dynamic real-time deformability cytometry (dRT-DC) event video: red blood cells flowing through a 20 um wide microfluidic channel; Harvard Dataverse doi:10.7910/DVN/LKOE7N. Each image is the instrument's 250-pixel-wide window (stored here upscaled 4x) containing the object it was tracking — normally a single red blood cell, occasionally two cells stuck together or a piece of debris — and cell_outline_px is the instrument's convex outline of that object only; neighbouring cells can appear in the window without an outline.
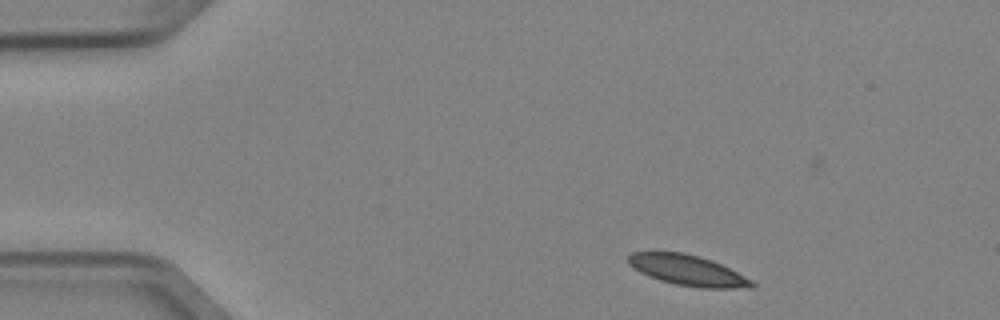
{"species": "Egyptian fruit bat (a non-hibernating species)", "species_latin": "Rousettus aegyptiacus", "temperature_condition": "cold", "stored_images_in_passage": 3, "camera_frame_rate_fps": 3000, "um_per_image_px": 0.085, "animal": {"sex": "female"}, "frame": {"image": 1, "passage_image": 1, "time_ms": 0.0, "image_size_px": [1000, 320], "cell_outline_px": [[756, 284], [752, 288], [700, 288], [676, 284], [660, 280], [648, 276], [640, 272], [628, 264], [628, 256], [632, 252], [684, 252], [700, 256], [712, 260], [752, 280]], "centroid_in_image_um": [58.45, 22.97], "position_along_channel_um": 26.6, "area_um2": 21.91}}